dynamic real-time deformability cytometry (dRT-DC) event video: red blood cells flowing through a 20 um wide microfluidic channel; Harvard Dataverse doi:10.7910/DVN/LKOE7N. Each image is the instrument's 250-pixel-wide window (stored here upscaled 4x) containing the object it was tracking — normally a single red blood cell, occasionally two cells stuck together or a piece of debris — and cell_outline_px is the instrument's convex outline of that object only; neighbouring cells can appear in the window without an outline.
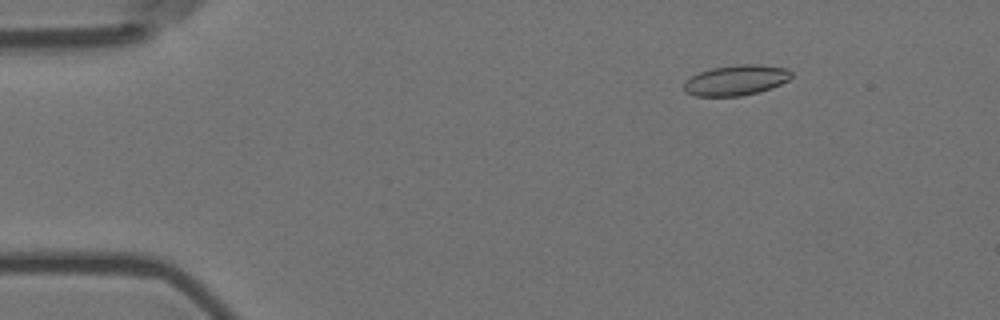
{"species": "Egyptian fruit bat (a non-hibernating species)", "species_latin": "Rousettus aegyptiacus", "temperature_condition": "room temperature", "stored_images_in_passage": 6, "camera_frame_rate_fps": 3000, "um_per_image_px": 0.085, "animal": {"sex": "female"}, "frame": {"image": 1, "passage_image": 2, "time_ms": 0.333, "image_size_px": [1000, 320], "cell_outline_px": [[792, 76], [788, 80], [780, 84], [756, 92], [740, 96], [696, 96], [684, 92], [684, 84], [692, 76], [700, 72], [712, 68], [736, 64], [756, 64], [784, 68], [792, 72]], "centroid_in_image_um": [62.54, 6.81], "position_along_channel_um": 22.5, "area_um2": 18.73}}
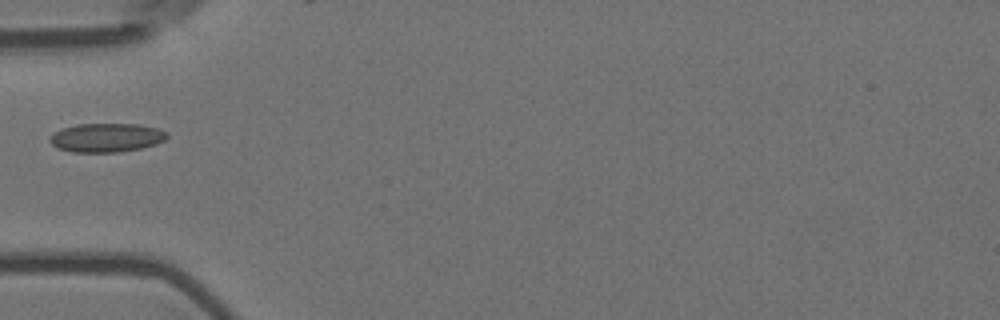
{"frame": {"image": 2, "passage_image": 5, "time_ms": 1.333, "image_size_px": [1000, 320], "cell_outline_px": [[168, 136], [164, 140], [156, 144], [140, 148], [116, 152], [72, 152], [56, 148], [48, 140], [60, 128], [76, 124], [140, 124], [156, 128], [168, 132]], "centroid_in_image_um": [9.03, 11.69], "position_along_channel_um": 76.0, "area_um2": 19.71}}